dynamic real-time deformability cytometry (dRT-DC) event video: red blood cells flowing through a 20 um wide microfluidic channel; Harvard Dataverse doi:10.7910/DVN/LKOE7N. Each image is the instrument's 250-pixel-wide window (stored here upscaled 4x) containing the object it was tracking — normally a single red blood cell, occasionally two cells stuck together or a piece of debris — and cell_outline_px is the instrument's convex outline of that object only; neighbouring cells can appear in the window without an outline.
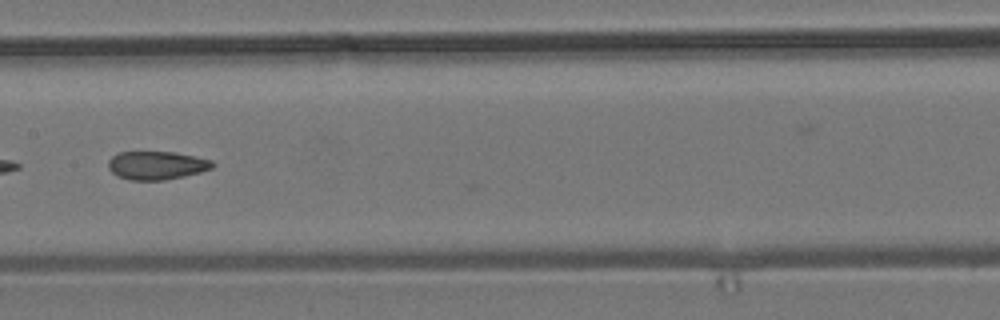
{"species": "common noctule bat (a hibernating species)", "species_latin": "Nyctalus noctula", "temperature_condition": "room temperature", "stored_images_in_passage": 31, "camera_frame_rate_fps": 3000, "um_per_image_px": 0.085, "animal": {"sex": "male", "body_mass_g": 19.2, "forearm_length_mm": 51.8}, "frame": {"image": 1, "passage_image": 11, "time_ms": 3.333, "image_size_px": [1000, 320], "cell_outline_px": [[216, 164], [212, 168], [200, 172], [184, 176], [164, 180], [128, 180], [116, 176], [108, 168], [108, 160], [112, 156], [120, 152], [176, 152], [212, 160]], "centroid_in_image_um": [13.31, 14.06], "position_along_channel_um": 194.1, "area_um2": 17.34}, "authors_computed_cell_mechanics": {"area_um2": 17.6868, "velocity_mm_per_s": 3.7311, "shape_relaxation_time_tau1_ms": 0.964, "shape_relaxation_time_tau2_ms": null, "deformation_change_tau1": null, "deformation_change_tau2": null}}